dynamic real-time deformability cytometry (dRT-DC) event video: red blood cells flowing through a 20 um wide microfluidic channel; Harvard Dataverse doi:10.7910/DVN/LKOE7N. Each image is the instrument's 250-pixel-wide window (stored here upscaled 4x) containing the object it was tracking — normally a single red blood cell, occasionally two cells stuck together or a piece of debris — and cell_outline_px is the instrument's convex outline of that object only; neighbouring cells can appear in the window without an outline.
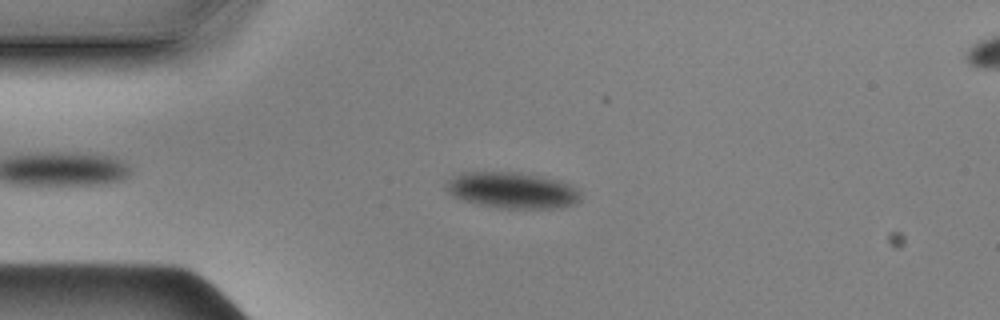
{"species": "Egyptian fruit bat (a non-hibernating species)", "species_latin": "Rousettus aegyptiacus", "temperature_condition": "cold", "stored_images_in_passage": 49, "camera_frame_rate_fps": 3000, "um_per_image_px": 0.085, "animal": {"sex": "male"}, "frame": {"image": 1, "passage_image": 9, "time_ms": 2.667, "image_size_px": [1000, 320], "cell_outline_px": [[580, 200], [576, 204], [564, 208], [504, 208], [480, 204], [456, 196], [448, 188], [452, 180], [460, 172], [520, 172], [560, 180], [572, 184], [580, 192]], "centroid_in_image_um": [43.71, 16.17], "position_along_channel_um": 41.3, "area_um2": 27.8}}
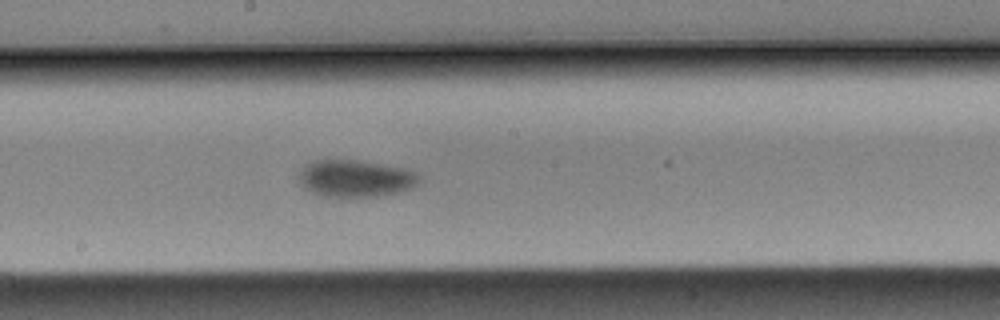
{"frame": {"image": 2, "passage_image": 26, "time_ms": 8.333, "image_size_px": [1000, 320], "cell_outline_px": [[420, 180], [412, 188], [396, 192], [376, 196], [348, 200], [320, 196], [308, 192], [304, 188], [296, 176], [304, 164], [316, 160], [356, 160], [400, 168], [412, 172]], "centroid_in_image_um": [30.06, 15.22], "position_along_channel_um": 218.1, "area_um2": 26.41}}
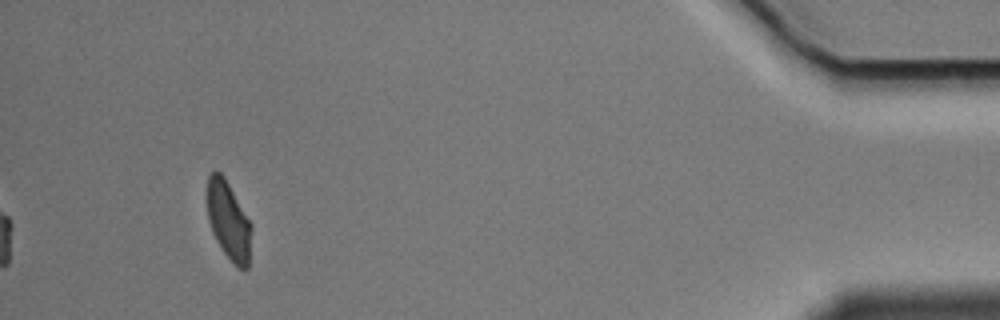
{"frame": {"image": 3, "passage_image": 49, "time_ms": 16.0, "image_size_px": [1000, 320], "cell_outline_px": [[252, 228], [248, 268], [236, 268], [224, 252], [216, 240], [212, 232], [208, 220], [208, 176], [212, 172], [220, 172], [224, 176], [252, 224]], "centroid_in_image_um": [19.45, 18.79], "position_along_channel_um": 415.8, "area_um2": 20.06}, "authors_computed_cell_mechanics": {"area_um2": 25.7788, "velocity_mm_per_s": 3.49, "shape_relaxation_time_tau1_ms": 2.804, "shape_relaxation_time_tau2_ms": null, "deformation_change_tau1": 0.0512, "deformation_change_tau2": null}}